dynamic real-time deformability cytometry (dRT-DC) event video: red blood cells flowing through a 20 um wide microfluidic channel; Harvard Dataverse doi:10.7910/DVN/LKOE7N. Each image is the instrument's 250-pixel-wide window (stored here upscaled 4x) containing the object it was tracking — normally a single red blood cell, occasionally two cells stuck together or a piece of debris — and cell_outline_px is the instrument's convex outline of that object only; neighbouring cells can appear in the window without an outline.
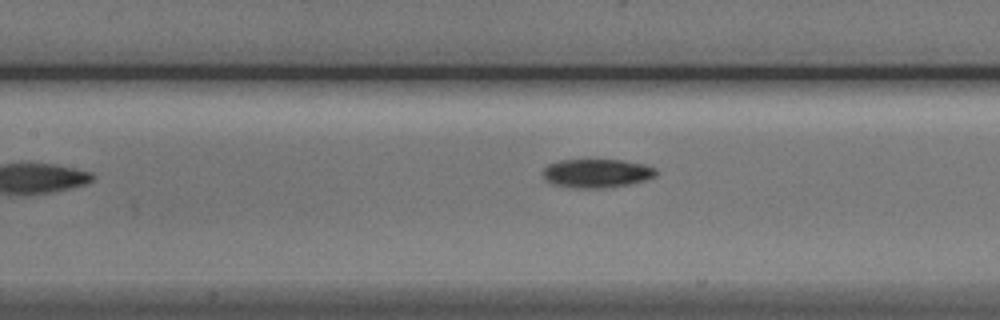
{"species": "Egyptian fruit bat (a non-hibernating species)", "species_latin": "Rousettus aegyptiacus", "temperature_condition": "cold", "stored_images_in_passage": 7, "camera_frame_rate_fps": 3000, "um_per_image_px": 0.085, "animal": {"sex": "male"}, "frame": {"image": 1, "passage_image": 6, "time_ms": 6.0, "image_size_px": [1000, 320], "cell_outline_px": [[656, 176], [648, 180], [628, 184], [604, 188], [576, 188], [552, 184], [544, 180], [544, 168], [548, 164], [560, 160], [620, 160], [644, 164], [656, 168]], "centroid_in_image_um": [50.73, 14.73], "position_along_channel_um": 156.7, "area_um2": 18.96}}